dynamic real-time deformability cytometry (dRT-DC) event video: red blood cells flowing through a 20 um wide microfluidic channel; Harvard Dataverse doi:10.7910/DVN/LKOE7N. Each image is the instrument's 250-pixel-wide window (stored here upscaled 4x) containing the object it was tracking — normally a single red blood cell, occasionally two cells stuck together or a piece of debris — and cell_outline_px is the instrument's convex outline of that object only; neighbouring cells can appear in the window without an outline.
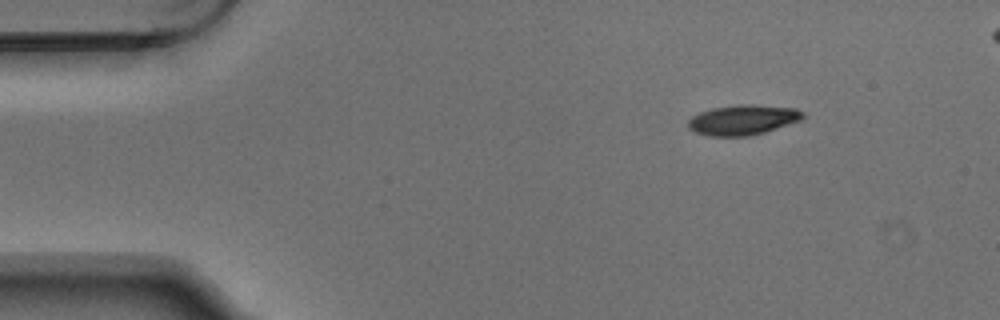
{"species": "Egyptian fruit bat (a non-hibernating species)", "species_latin": "Rousettus aegyptiacus", "temperature_condition": "warm", "stored_images_in_passage": 4, "camera_frame_rate_fps": 3000, "um_per_image_px": 0.085, "animal": {"sex": "male"}, "frame": {"image": 1, "passage_image": 1, "time_ms": 0.0, "image_size_px": [1000, 320], "cell_outline_px": [[804, 120], [764, 132], [748, 136], [708, 136], [696, 132], [688, 128], [688, 120], [692, 116], [700, 112], [712, 108], [740, 104], [748, 104], [796, 108], [804, 112]], "centroid_in_image_um": [63.17, 10.19], "position_along_channel_um": 21.8, "area_um2": 20.23}}